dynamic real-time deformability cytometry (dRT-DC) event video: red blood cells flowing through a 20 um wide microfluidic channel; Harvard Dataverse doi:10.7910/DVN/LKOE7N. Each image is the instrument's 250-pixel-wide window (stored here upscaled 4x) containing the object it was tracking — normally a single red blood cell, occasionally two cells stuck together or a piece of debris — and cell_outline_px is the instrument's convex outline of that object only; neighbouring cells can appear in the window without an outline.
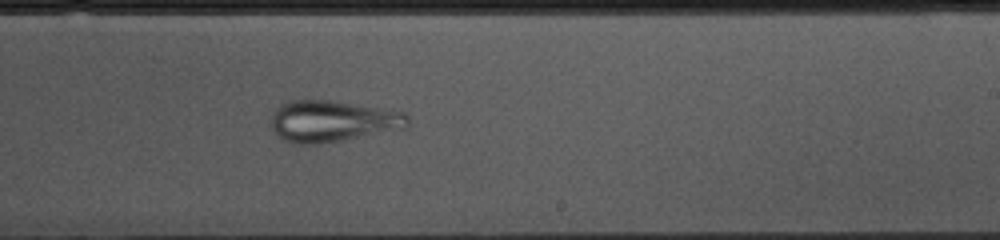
{"species": "common noctule bat (a hibernating species)", "species_latin": "Nyctalus noctula", "temperature_condition": "cold", "stored_images_in_passage": 40, "camera_frame_rate_fps": 3000, "um_per_image_px": 0.085, "animal": {"sex": "female", "body_mass_g": 10.0, "forearm_length_mm": 53.1}, "frame": {"image": 1, "passage_image": 18, "time_ms": 5.667, "image_size_px": [1000, 240], "cell_outline_px": [[408, 128], [340, 140], [312, 144], [300, 144], [284, 140], [276, 136], [268, 120], [272, 112], [280, 104], [292, 100], [332, 100], [404, 112], [408, 116]], "centroid_in_image_um": [28.21, 10.29], "position_along_channel_um": 260.8, "area_um2": 33.06}}
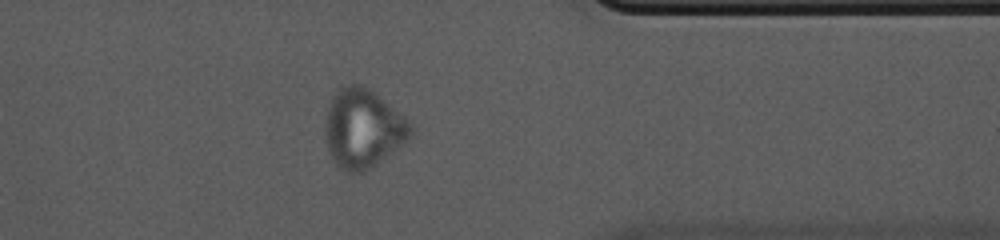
{"frame": {"image": 2, "passage_image": 29, "time_ms": 9.333, "image_size_px": [1000, 240], "cell_outline_px": [[412, 132], [400, 144], [364, 172], [344, 172], [332, 160], [328, 148], [324, 128], [324, 124], [328, 108], [332, 96], [340, 88], [348, 84], [360, 84], [376, 92], [404, 116], [412, 124]], "centroid_in_image_um": [30.81, 10.89], "position_along_channel_um": 380.6, "area_um2": 38.73}}